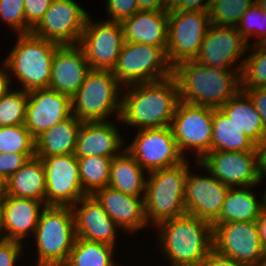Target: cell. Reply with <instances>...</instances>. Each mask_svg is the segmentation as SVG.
<instances>
[{
    "label": "cell",
    "instance_id": "cell-1",
    "mask_svg": "<svg viewBox=\"0 0 266 266\" xmlns=\"http://www.w3.org/2000/svg\"><path fill=\"white\" fill-rule=\"evenodd\" d=\"M125 87L122 90L120 118L116 122L126 124L127 127L129 125L135 130L171 125L180 101L178 85L173 76Z\"/></svg>",
    "mask_w": 266,
    "mask_h": 266
},
{
    "label": "cell",
    "instance_id": "cell-2",
    "mask_svg": "<svg viewBox=\"0 0 266 266\" xmlns=\"http://www.w3.org/2000/svg\"><path fill=\"white\" fill-rule=\"evenodd\" d=\"M240 73L241 70H218L195 60L180 62L172 69L180 101L214 109H219L241 90Z\"/></svg>",
    "mask_w": 266,
    "mask_h": 266
},
{
    "label": "cell",
    "instance_id": "cell-3",
    "mask_svg": "<svg viewBox=\"0 0 266 266\" xmlns=\"http://www.w3.org/2000/svg\"><path fill=\"white\" fill-rule=\"evenodd\" d=\"M154 228L160 253L169 266H202L213 249V225L196 216L184 214Z\"/></svg>",
    "mask_w": 266,
    "mask_h": 266
},
{
    "label": "cell",
    "instance_id": "cell-4",
    "mask_svg": "<svg viewBox=\"0 0 266 266\" xmlns=\"http://www.w3.org/2000/svg\"><path fill=\"white\" fill-rule=\"evenodd\" d=\"M17 36L16 44L3 60L11 86L15 79L20 83L19 89L28 92L49 87L54 54L60 45L32 33Z\"/></svg>",
    "mask_w": 266,
    "mask_h": 266
},
{
    "label": "cell",
    "instance_id": "cell-5",
    "mask_svg": "<svg viewBox=\"0 0 266 266\" xmlns=\"http://www.w3.org/2000/svg\"><path fill=\"white\" fill-rule=\"evenodd\" d=\"M189 163V159H185L178 165L148 173L144 209L150 228L162 221L186 214L184 197Z\"/></svg>",
    "mask_w": 266,
    "mask_h": 266
},
{
    "label": "cell",
    "instance_id": "cell-6",
    "mask_svg": "<svg viewBox=\"0 0 266 266\" xmlns=\"http://www.w3.org/2000/svg\"><path fill=\"white\" fill-rule=\"evenodd\" d=\"M35 266H63L76 239L72 207L46 205L33 236Z\"/></svg>",
    "mask_w": 266,
    "mask_h": 266
},
{
    "label": "cell",
    "instance_id": "cell-7",
    "mask_svg": "<svg viewBox=\"0 0 266 266\" xmlns=\"http://www.w3.org/2000/svg\"><path fill=\"white\" fill-rule=\"evenodd\" d=\"M123 86L110 70H90L71 98V111L81 122L120 118ZM114 113V114H112Z\"/></svg>",
    "mask_w": 266,
    "mask_h": 266
},
{
    "label": "cell",
    "instance_id": "cell-8",
    "mask_svg": "<svg viewBox=\"0 0 266 266\" xmlns=\"http://www.w3.org/2000/svg\"><path fill=\"white\" fill-rule=\"evenodd\" d=\"M172 69L161 47L124 42L112 72L125 87L166 79L172 76Z\"/></svg>",
    "mask_w": 266,
    "mask_h": 266
},
{
    "label": "cell",
    "instance_id": "cell-9",
    "mask_svg": "<svg viewBox=\"0 0 266 266\" xmlns=\"http://www.w3.org/2000/svg\"><path fill=\"white\" fill-rule=\"evenodd\" d=\"M170 127L178 149L185 159L189 156L186 155L188 151L194 152L191 154L195 156L196 161H200L212 151L213 108L179 101Z\"/></svg>",
    "mask_w": 266,
    "mask_h": 266
},
{
    "label": "cell",
    "instance_id": "cell-10",
    "mask_svg": "<svg viewBox=\"0 0 266 266\" xmlns=\"http://www.w3.org/2000/svg\"><path fill=\"white\" fill-rule=\"evenodd\" d=\"M210 25L209 13L206 11L169 9L166 55L172 67L197 57Z\"/></svg>",
    "mask_w": 266,
    "mask_h": 266
},
{
    "label": "cell",
    "instance_id": "cell-11",
    "mask_svg": "<svg viewBox=\"0 0 266 266\" xmlns=\"http://www.w3.org/2000/svg\"><path fill=\"white\" fill-rule=\"evenodd\" d=\"M213 249L248 266H266L256 222L212 223Z\"/></svg>",
    "mask_w": 266,
    "mask_h": 266
},
{
    "label": "cell",
    "instance_id": "cell-12",
    "mask_svg": "<svg viewBox=\"0 0 266 266\" xmlns=\"http://www.w3.org/2000/svg\"><path fill=\"white\" fill-rule=\"evenodd\" d=\"M89 15L74 0H52L31 33L59 45H77Z\"/></svg>",
    "mask_w": 266,
    "mask_h": 266
},
{
    "label": "cell",
    "instance_id": "cell-13",
    "mask_svg": "<svg viewBox=\"0 0 266 266\" xmlns=\"http://www.w3.org/2000/svg\"><path fill=\"white\" fill-rule=\"evenodd\" d=\"M136 132L125 149L147 173L178 165L185 160L170 126L139 129Z\"/></svg>",
    "mask_w": 266,
    "mask_h": 266
},
{
    "label": "cell",
    "instance_id": "cell-14",
    "mask_svg": "<svg viewBox=\"0 0 266 266\" xmlns=\"http://www.w3.org/2000/svg\"><path fill=\"white\" fill-rule=\"evenodd\" d=\"M247 49L248 44L237 27L211 24L194 60L218 70H242Z\"/></svg>",
    "mask_w": 266,
    "mask_h": 266
},
{
    "label": "cell",
    "instance_id": "cell-15",
    "mask_svg": "<svg viewBox=\"0 0 266 266\" xmlns=\"http://www.w3.org/2000/svg\"><path fill=\"white\" fill-rule=\"evenodd\" d=\"M88 16L79 45L92 70L113 71L124 44L120 22L92 21Z\"/></svg>",
    "mask_w": 266,
    "mask_h": 266
},
{
    "label": "cell",
    "instance_id": "cell-16",
    "mask_svg": "<svg viewBox=\"0 0 266 266\" xmlns=\"http://www.w3.org/2000/svg\"><path fill=\"white\" fill-rule=\"evenodd\" d=\"M43 162L46 177V205L72 207L87 194L79 176V163L73 154L37 157Z\"/></svg>",
    "mask_w": 266,
    "mask_h": 266
},
{
    "label": "cell",
    "instance_id": "cell-17",
    "mask_svg": "<svg viewBox=\"0 0 266 266\" xmlns=\"http://www.w3.org/2000/svg\"><path fill=\"white\" fill-rule=\"evenodd\" d=\"M196 165L206 175L195 174L189 169L185 182L186 214L212 224L219 217L229 187L216 179L199 161H196Z\"/></svg>",
    "mask_w": 266,
    "mask_h": 266
},
{
    "label": "cell",
    "instance_id": "cell-18",
    "mask_svg": "<svg viewBox=\"0 0 266 266\" xmlns=\"http://www.w3.org/2000/svg\"><path fill=\"white\" fill-rule=\"evenodd\" d=\"M199 162L229 188L259 185L257 151H210Z\"/></svg>",
    "mask_w": 266,
    "mask_h": 266
},
{
    "label": "cell",
    "instance_id": "cell-19",
    "mask_svg": "<svg viewBox=\"0 0 266 266\" xmlns=\"http://www.w3.org/2000/svg\"><path fill=\"white\" fill-rule=\"evenodd\" d=\"M72 114L71 98L49 87L28 92L25 127L36 139Z\"/></svg>",
    "mask_w": 266,
    "mask_h": 266
},
{
    "label": "cell",
    "instance_id": "cell-20",
    "mask_svg": "<svg viewBox=\"0 0 266 266\" xmlns=\"http://www.w3.org/2000/svg\"><path fill=\"white\" fill-rule=\"evenodd\" d=\"M72 210L77 238L117 247V232L122 230L93 195L81 198L72 206Z\"/></svg>",
    "mask_w": 266,
    "mask_h": 266
},
{
    "label": "cell",
    "instance_id": "cell-21",
    "mask_svg": "<svg viewBox=\"0 0 266 266\" xmlns=\"http://www.w3.org/2000/svg\"><path fill=\"white\" fill-rule=\"evenodd\" d=\"M90 70L79 44L60 45L54 54L49 88L72 98Z\"/></svg>",
    "mask_w": 266,
    "mask_h": 266
},
{
    "label": "cell",
    "instance_id": "cell-22",
    "mask_svg": "<svg viewBox=\"0 0 266 266\" xmlns=\"http://www.w3.org/2000/svg\"><path fill=\"white\" fill-rule=\"evenodd\" d=\"M117 124L108 121L82 122L74 155L77 158L102 156L113 158L126 146ZM124 147V148H123Z\"/></svg>",
    "mask_w": 266,
    "mask_h": 266
},
{
    "label": "cell",
    "instance_id": "cell-23",
    "mask_svg": "<svg viewBox=\"0 0 266 266\" xmlns=\"http://www.w3.org/2000/svg\"><path fill=\"white\" fill-rule=\"evenodd\" d=\"M93 196L123 233L132 235L150 228L145 218L144 197L130 196L110 186L97 190Z\"/></svg>",
    "mask_w": 266,
    "mask_h": 266
},
{
    "label": "cell",
    "instance_id": "cell-24",
    "mask_svg": "<svg viewBox=\"0 0 266 266\" xmlns=\"http://www.w3.org/2000/svg\"><path fill=\"white\" fill-rule=\"evenodd\" d=\"M45 207L46 203L39 200L4 194L0 238L24 243L27 237L33 236Z\"/></svg>",
    "mask_w": 266,
    "mask_h": 266
},
{
    "label": "cell",
    "instance_id": "cell-25",
    "mask_svg": "<svg viewBox=\"0 0 266 266\" xmlns=\"http://www.w3.org/2000/svg\"><path fill=\"white\" fill-rule=\"evenodd\" d=\"M124 42L142 43L167 49L168 11L139 10L121 22Z\"/></svg>",
    "mask_w": 266,
    "mask_h": 266
},
{
    "label": "cell",
    "instance_id": "cell-26",
    "mask_svg": "<svg viewBox=\"0 0 266 266\" xmlns=\"http://www.w3.org/2000/svg\"><path fill=\"white\" fill-rule=\"evenodd\" d=\"M255 186L229 188L219 217L213 223L256 222L265 210V194L258 199L253 192Z\"/></svg>",
    "mask_w": 266,
    "mask_h": 266
},
{
    "label": "cell",
    "instance_id": "cell-27",
    "mask_svg": "<svg viewBox=\"0 0 266 266\" xmlns=\"http://www.w3.org/2000/svg\"><path fill=\"white\" fill-rule=\"evenodd\" d=\"M3 192L5 195L46 203V177L42 160L36 156L29 159L3 183Z\"/></svg>",
    "mask_w": 266,
    "mask_h": 266
},
{
    "label": "cell",
    "instance_id": "cell-28",
    "mask_svg": "<svg viewBox=\"0 0 266 266\" xmlns=\"http://www.w3.org/2000/svg\"><path fill=\"white\" fill-rule=\"evenodd\" d=\"M82 122L71 114L68 118L44 131L35 139V156L73 154Z\"/></svg>",
    "mask_w": 266,
    "mask_h": 266
},
{
    "label": "cell",
    "instance_id": "cell-29",
    "mask_svg": "<svg viewBox=\"0 0 266 266\" xmlns=\"http://www.w3.org/2000/svg\"><path fill=\"white\" fill-rule=\"evenodd\" d=\"M147 175L136 159L124 149L111 160L108 186L130 196L145 197Z\"/></svg>",
    "mask_w": 266,
    "mask_h": 266
},
{
    "label": "cell",
    "instance_id": "cell-30",
    "mask_svg": "<svg viewBox=\"0 0 266 266\" xmlns=\"http://www.w3.org/2000/svg\"><path fill=\"white\" fill-rule=\"evenodd\" d=\"M256 145L266 138V129L250 97L242 90L220 107Z\"/></svg>",
    "mask_w": 266,
    "mask_h": 266
},
{
    "label": "cell",
    "instance_id": "cell-31",
    "mask_svg": "<svg viewBox=\"0 0 266 266\" xmlns=\"http://www.w3.org/2000/svg\"><path fill=\"white\" fill-rule=\"evenodd\" d=\"M212 151H257L256 144L224 112L213 108Z\"/></svg>",
    "mask_w": 266,
    "mask_h": 266
},
{
    "label": "cell",
    "instance_id": "cell-32",
    "mask_svg": "<svg viewBox=\"0 0 266 266\" xmlns=\"http://www.w3.org/2000/svg\"><path fill=\"white\" fill-rule=\"evenodd\" d=\"M114 246L81 238L74 241L67 262L63 266H121L114 260Z\"/></svg>",
    "mask_w": 266,
    "mask_h": 266
},
{
    "label": "cell",
    "instance_id": "cell-33",
    "mask_svg": "<svg viewBox=\"0 0 266 266\" xmlns=\"http://www.w3.org/2000/svg\"><path fill=\"white\" fill-rule=\"evenodd\" d=\"M77 159L81 186L87 195L108 186L112 158L89 156Z\"/></svg>",
    "mask_w": 266,
    "mask_h": 266
},
{
    "label": "cell",
    "instance_id": "cell-34",
    "mask_svg": "<svg viewBox=\"0 0 266 266\" xmlns=\"http://www.w3.org/2000/svg\"><path fill=\"white\" fill-rule=\"evenodd\" d=\"M247 53L240 73L241 89L266 87V43L248 46Z\"/></svg>",
    "mask_w": 266,
    "mask_h": 266
},
{
    "label": "cell",
    "instance_id": "cell-35",
    "mask_svg": "<svg viewBox=\"0 0 266 266\" xmlns=\"http://www.w3.org/2000/svg\"><path fill=\"white\" fill-rule=\"evenodd\" d=\"M13 86L0 97V126L25 125L28 91L13 90Z\"/></svg>",
    "mask_w": 266,
    "mask_h": 266
},
{
    "label": "cell",
    "instance_id": "cell-36",
    "mask_svg": "<svg viewBox=\"0 0 266 266\" xmlns=\"http://www.w3.org/2000/svg\"><path fill=\"white\" fill-rule=\"evenodd\" d=\"M253 0H212L208 11L211 24L237 27Z\"/></svg>",
    "mask_w": 266,
    "mask_h": 266
},
{
    "label": "cell",
    "instance_id": "cell-37",
    "mask_svg": "<svg viewBox=\"0 0 266 266\" xmlns=\"http://www.w3.org/2000/svg\"><path fill=\"white\" fill-rule=\"evenodd\" d=\"M0 153L35 154V139L25 125L0 126Z\"/></svg>",
    "mask_w": 266,
    "mask_h": 266
},
{
    "label": "cell",
    "instance_id": "cell-38",
    "mask_svg": "<svg viewBox=\"0 0 266 266\" xmlns=\"http://www.w3.org/2000/svg\"><path fill=\"white\" fill-rule=\"evenodd\" d=\"M237 30L248 46L252 45L250 38L253 36L256 39L253 45L266 43V12L262 11L256 3L252 4L243 14Z\"/></svg>",
    "mask_w": 266,
    "mask_h": 266
},
{
    "label": "cell",
    "instance_id": "cell-39",
    "mask_svg": "<svg viewBox=\"0 0 266 266\" xmlns=\"http://www.w3.org/2000/svg\"><path fill=\"white\" fill-rule=\"evenodd\" d=\"M0 20L17 35L32 31L26 24L24 0H0Z\"/></svg>",
    "mask_w": 266,
    "mask_h": 266
},
{
    "label": "cell",
    "instance_id": "cell-40",
    "mask_svg": "<svg viewBox=\"0 0 266 266\" xmlns=\"http://www.w3.org/2000/svg\"><path fill=\"white\" fill-rule=\"evenodd\" d=\"M107 21L122 22L139 11L137 0H104ZM109 18V19H108Z\"/></svg>",
    "mask_w": 266,
    "mask_h": 266
},
{
    "label": "cell",
    "instance_id": "cell-41",
    "mask_svg": "<svg viewBox=\"0 0 266 266\" xmlns=\"http://www.w3.org/2000/svg\"><path fill=\"white\" fill-rule=\"evenodd\" d=\"M35 154L0 153V181L4 183Z\"/></svg>",
    "mask_w": 266,
    "mask_h": 266
},
{
    "label": "cell",
    "instance_id": "cell-42",
    "mask_svg": "<svg viewBox=\"0 0 266 266\" xmlns=\"http://www.w3.org/2000/svg\"><path fill=\"white\" fill-rule=\"evenodd\" d=\"M23 245L18 241L0 238V266H15L20 262L25 253Z\"/></svg>",
    "mask_w": 266,
    "mask_h": 266
},
{
    "label": "cell",
    "instance_id": "cell-43",
    "mask_svg": "<svg viewBox=\"0 0 266 266\" xmlns=\"http://www.w3.org/2000/svg\"><path fill=\"white\" fill-rule=\"evenodd\" d=\"M52 0H24L26 24L33 29L50 7Z\"/></svg>",
    "mask_w": 266,
    "mask_h": 266
},
{
    "label": "cell",
    "instance_id": "cell-44",
    "mask_svg": "<svg viewBox=\"0 0 266 266\" xmlns=\"http://www.w3.org/2000/svg\"><path fill=\"white\" fill-rule=\"evenodd\" d=\"M241 90L244 91L252 100L253 105L258 111L266 129V87H255Z\"/></svg>",
    "mask_w": 266,
    "mask_h": 266
},
{
    "label": "cell",
    "instance_id": "cell-45",
    "mask_svg": "<svg viewBox=\"0 0 266 266\" xmlns=\"http://www.w3.org/2000/svg\"><path fill=\"white\" fill-rule=\"evenodd\" d=\"M212 0H173L170 8L180 11H206L208 12Z\"/></svg>",
    "mask_w": 266,
    "mask_h": 266
},
{
    "label": "cell",
    "instance_id": "cell-46",
    "mask_svg": "<svg viewBox=\"0 0 266 266\" xmlns=\"http://www.w3.org/2000/svg\"><path fill=\"white\" fill-rule=\"evenodd\" d=\"M202 266H248L243 263H239L230 257L224 256L218 253L215 249H212L206 259L204 260Z\"/></svg>",
    "mask_w": 266,
    "mask_h": 266
},
{
    "label": "cell",
    "instance_id": "cell-47",
    "mask_svg": "<svg viewBox=\"0 0 266 266\" xmlns=\"http://www.w3.org/2000/svg\"><path fill=\"white\" fill-rule=\"evenodd\" d=\"M257 163H258V180L261 183L266 178V138L258 145Z\"/></svg>",
    "mask_w": 266,
    "mask_h": 266
},
{
    "label": "cell",
    "instance_id": "cell-48",
    "mask_svg": "<svg viewBox=\"0 0 266 266\" xmlns=\"http://www.w3.org/2000/svg\"><path fill=\"white\" fill-rule=\"evenodd\" d=\"M140 10L145 11H169L170 2L168 0H137Z\"/></svg>",
    "mask_w": 266,
    "mask_h": 266
},
{
    "label": "cell",
    "instance_id": "cell-49",
    "mask_svg": "<svg viewBox=\"0 0 266 266\" xmlns=\"http://www.w3.org/2000/svg\"><path fill=\"white\" fill-rule=\"evenodd\" d=\"M11 88L9 73L4 62L0 65V97Z\"/></svg>",
    "mask_w": 266,
    "mask_h": 266
},
{
    "label": "cell",
    "instance_id": "cell-50",
    "mask_svg": "<svg viewBox=\"0 0 266 266\" xmlns=\"http://www.w3.org/2000/svg\"><path fill=\"white\" fill-rule=\"evenodd\" d=\"M263 249L266 253V210H264L256 221Z\"/></svg>",
    "mask_w": 266,
    "mask_h": 266
},
{
    "label": "cell",
    "instance_id": "cell-51",
    "mask_svg": "<svg viewBox=\"0 0 266 266\" xmlns=\"http://www.w3.org/2000/svg\"><path fill=\"white\" fill-rule=\"evenodd\" d=\"M3 202H4V194H0V235H1V227L3 223Z\"/></svg>",
    "mask_w": 266,
    "mask_h": 266
},
{
    "label": "cell",
    "instance_id": "cell-52",
    "mask_svg": "<svg viewBox=\"0 0 266 266\" xmlns=\"http://www.w3.org/2000/svg\"><path fill=\"white\" fill-rule=\"evenodd\" d=\"M256 4L260 7L262 11L266 12V0H259Z\"/></svg>",
    "mask_w": 266,
    "mask_h": 266
},
{
    "label": "cell",
    "instance_id": "cell-53",
    "mask_svg": "<svg viewBox=\"0 0 266 266\" xmlns=\"http://www.w3.org/2000/svg\"><path fill=\"white\" fill-rule=\"evenodd\" d=\"M0 194H4L3 192V183L0 181Z\"/></svg>",
    "mask_w": 266,
    "mask_h": 266
},
{
    "label": "cell",
    "instance_id": "cell-54",
    "mask_svg": "<svg viewBox=\"0 0 266 266\" xmlns=\"http://www.w3.org/2000/svg\"><path fill=\"white\" fill-rule=\"evenodd\" d=\"M264 194H265V210H266V190H265Z\"/></svg>",
    "mask_w": 266,
    "mask_h": 266
}]
</instances>
